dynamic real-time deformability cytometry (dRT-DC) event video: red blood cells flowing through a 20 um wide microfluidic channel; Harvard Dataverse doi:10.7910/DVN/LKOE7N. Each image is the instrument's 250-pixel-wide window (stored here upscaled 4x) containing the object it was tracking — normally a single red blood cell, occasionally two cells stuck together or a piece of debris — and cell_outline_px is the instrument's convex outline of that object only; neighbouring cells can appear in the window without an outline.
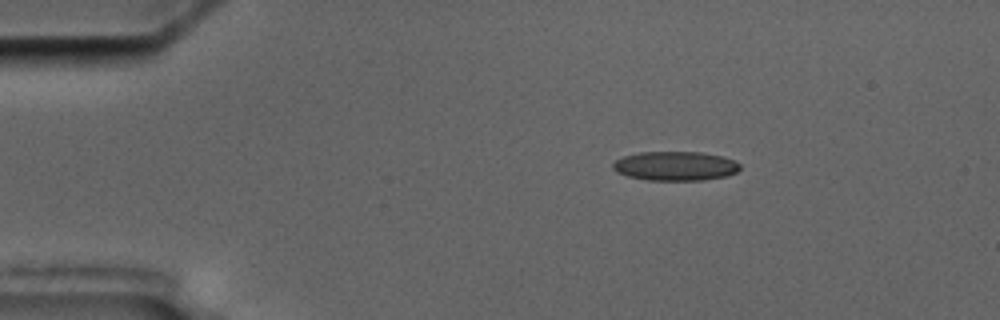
{"species": "common noctule bat (a hibernating species)", "species_latin": "Nyctalus noctula", "temperature_condition": "cold", "stored_images_in_passage": 3, "camera_frame_rate_fps": 3000, "um_per_image_px": 0.085, "animal": {"sex": "male", "body_mass_g": 17.5, "forearm_length_mm": 52.3}, "frame": {"image": 1, "passage_image": 1, "time_ms": 0.0, "image_size_px": [1000, 320], "cell_outline_px": [[740, 168], [736, 172], [724, 176], [704, 180], [648, 180], [628, 176], [616, 172], [612, 168], [612, 164], [616, 160], [624, 156], [640, 152], [700, 152], [724, 156], [736, 160], [740, 164]], "centroid_in_image_um": [57.41, 14.1], "position_along_channel_um": 27.6, "area_um2": 21.68}}